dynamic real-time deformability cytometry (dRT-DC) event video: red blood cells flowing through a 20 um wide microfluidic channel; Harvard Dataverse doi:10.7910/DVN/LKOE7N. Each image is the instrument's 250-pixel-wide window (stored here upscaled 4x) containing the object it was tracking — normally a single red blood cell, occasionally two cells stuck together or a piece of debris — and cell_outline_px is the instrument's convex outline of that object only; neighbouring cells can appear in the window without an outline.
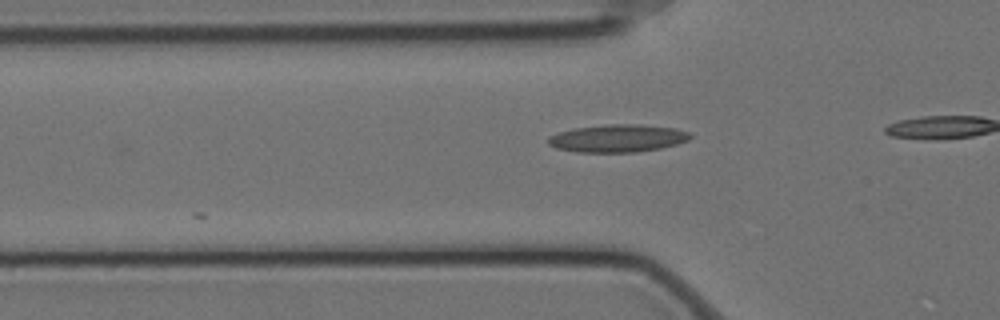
{"species": "Egyptian fruit bat (a non-hibernating species)", "species_latin": "Rousettus aegyptiacus", "temperature_condition": "cold", "stored_images_in_passage": 5, "camera_frame_rate_fps": 3000, "um_per_image_px": 0.085, "animal": {"sex": "female"}, "frame": {"image": 1, "passage_image": 2, "time_ms": 0.333, "image_size_px": [1000, 320], "cell_outline_px": [[692, 136], [688, 140], [676, 144], [660, 148], [636, 152], [576, 152], [556, 148], [548, 144], [548, 136], [572, 128], [608, 124], [640, 124], [676, 128], [688, 132]], "centroid_in_image_um": [52.48, 11.75], "position_along_channel_um": 73.3, "area_um2": 22.95}}
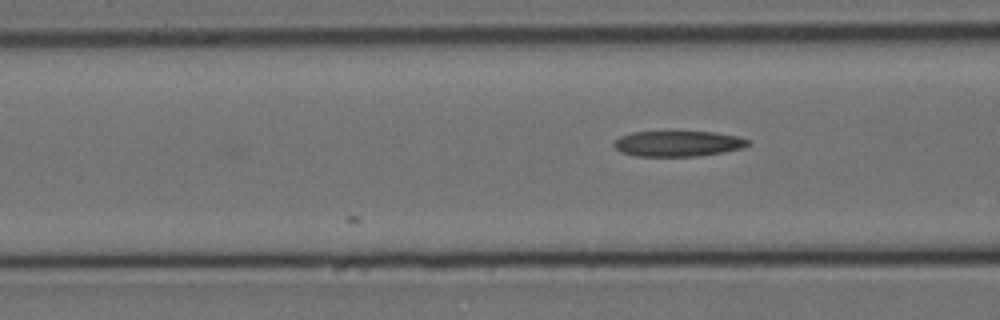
{"frame": {"image": 2, "passage_image": 5, "time_ms": 1.333, "image_size_px": [1000, 320], "cell_outline_px": [[752, 144], [740, 148], [724, 152], [696, 156], [636, 156], [620, 152], [612, 144], [620, 136], [632, 132], [712, 132], [736, 136], [752, 140]], "centroid_in_image_um": [57.63, 12.21], "position_along_channel_um": 109.0, "area_um2": 19.94}}